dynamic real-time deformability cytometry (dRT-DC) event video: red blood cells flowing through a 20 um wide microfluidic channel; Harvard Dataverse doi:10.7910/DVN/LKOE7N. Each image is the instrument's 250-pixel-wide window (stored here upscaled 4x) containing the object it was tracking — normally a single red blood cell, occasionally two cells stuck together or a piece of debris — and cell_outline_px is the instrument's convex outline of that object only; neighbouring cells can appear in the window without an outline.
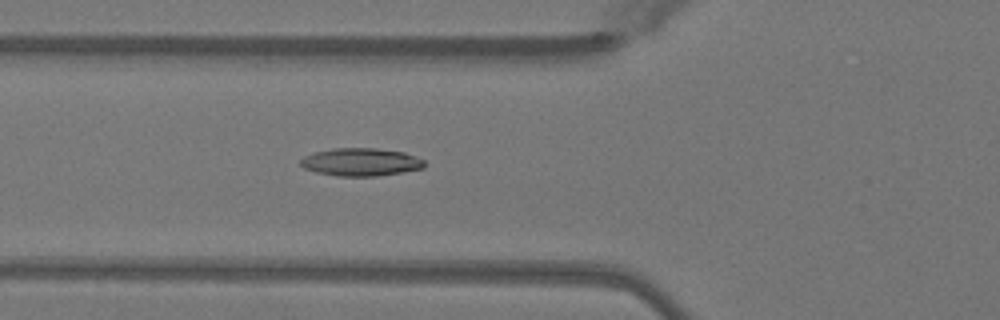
{"species": "Egyptian fruit bat (a non-hibernating species)", "species_latin": "Rousettus aegyptiacus", "temperature_condition": "warm", "stored_images_in_passage": 43, "camera_frame_rate_fps": 3000, "um_per_image_px": 0.085, "animal": {"sex": "female"}, "frame": {"image": 1, "passage_image": 12, "time_ms": 3.667, "image_size_px": [1000, 320], "cell_outline_px": [[424, 168], [376, 176], [336, 176], [316, 172], [304, 168], [300, 164], [300, 160], [304, 156], [316, 152], [332, 148], [376, 148], [404, 152], [416, 156], [424, 160]], "centroid_in_image_um": [30.66, 13.77], "position_along_channel_um": 95.1, "area_um2": 20.06}}
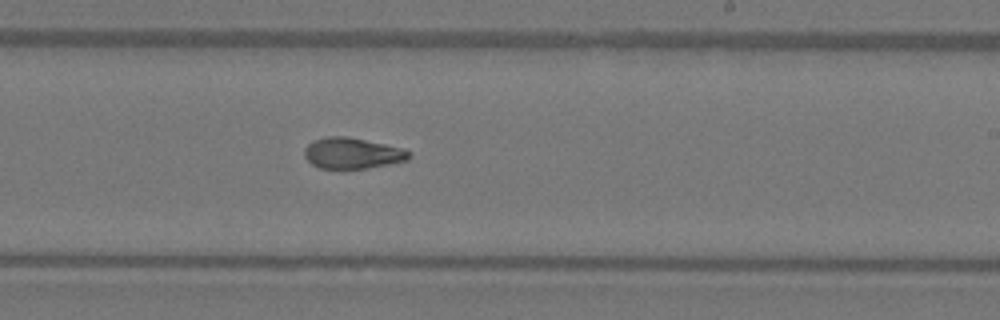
{"frame": {"image": 2, "passage_image": 24, "time_ms": 7.667, "image_size_px": [1000, 320], "cell_outline_px": [[412, 156], [408, 160], [368, 168], [320, 168], [312, 164], [304, 156], [304, 148], [312, 140], [328, 136], [348, 136], [404, 148], [412, 152]], "centroid_in_image_um": [29.97, 13.01], "position_along_channel_um": 259.0, "area_um2": 19.02}}
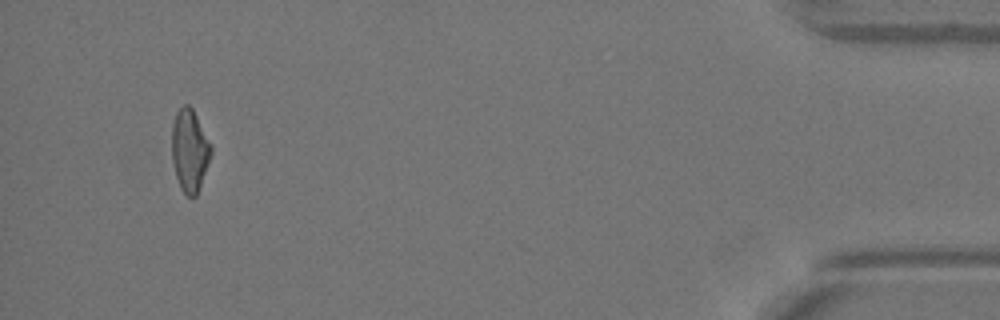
{"frame": {"image": 3, "passage_image": 41, "time_ms": 13.333, "image_size_px": [1000, 320], "cell_outline_px": [[212, 152], [196, 196], [188, 196], [180, 188], [176, 176], [172, 160], [172, 124], [176, 112], [184, 104], [188, 104], [192, 108], [212, 144]], "centroid_in_image_um": [16.12, 12.75], "position_along_channel_um": 419.1, "area_um2": 18.73}, "authors_computed_cell_mechanics": {"area_um2": 19.1896, "velocity_mm_per_s": 4.0883, "shape_relaxation_time_tau1_ms": null, "shape_relaxation_time_tau2_ms": 2.5258, "deformation_change_tau1": null, "deformation_change_tau2": 0.0876}}